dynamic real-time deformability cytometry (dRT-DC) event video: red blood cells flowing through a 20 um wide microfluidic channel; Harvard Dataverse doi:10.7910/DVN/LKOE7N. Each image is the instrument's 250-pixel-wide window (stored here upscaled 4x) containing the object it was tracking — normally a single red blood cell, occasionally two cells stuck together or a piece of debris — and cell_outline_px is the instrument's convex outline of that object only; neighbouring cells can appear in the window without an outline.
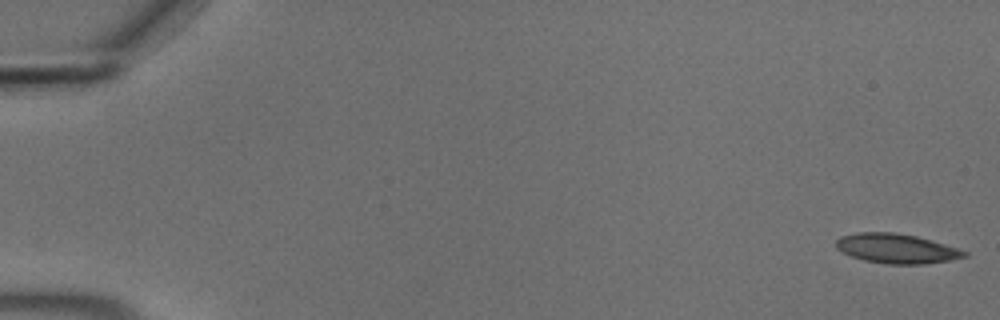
{"species": "common noctule bat (a hibernating species)", "species_latin": "Nyctalus noctula", "temperature_condition": "cold", "stored_images_in_passage": 55, "camera_frame_rate_fps": 3000, "um_per_image_px": 0.085, "animal": {"sex": "male", "body_mass_g": 18.8}, "frame": {"image": 1, "passage_image": 1, "time_ms": 0.0, "image_size_px": [1000, 320], "cell_outline_px": [[968, 256], [948, 260], [924, 264], [888, 264], [864, 260], [852, 256], [836, 248], [836, 240], [840, 236], [856, 232], [896, 232], [916, 236], [932, 240], [968, 252]], "centroid_in_image_um": [76.19, 21.11], "position_along_channel_um": 8.8, "area_um2": 22.02}}
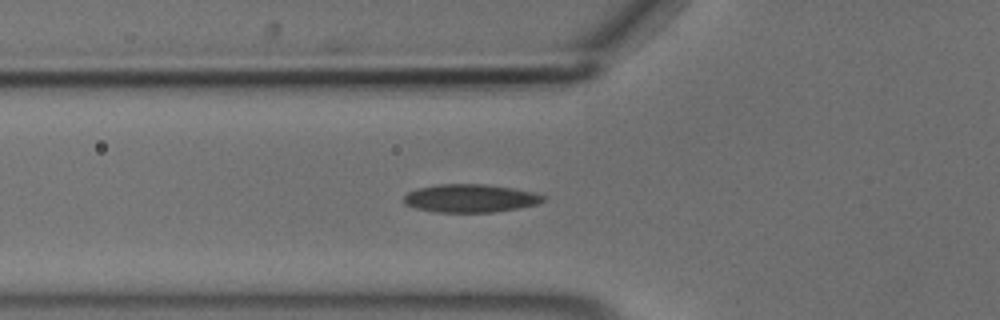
{"frame": {"image": 2, "passage_image": 20, "time_ms": 6.333, "image_size_px": [1000, 320], "cell_outline_px": [[548, 200], [536, 204], [496, 212], [436, 212], [416, 208], [404, 204], [404, 196], [408, 192], [416, 188], [436, 184], [484, 184], [512, 188], [532, 192], [544, 196]], "centroid_in_image_um": [39.95, 16.85], "position_along_channel_um": 85.9, "area_um2": 22.83}}
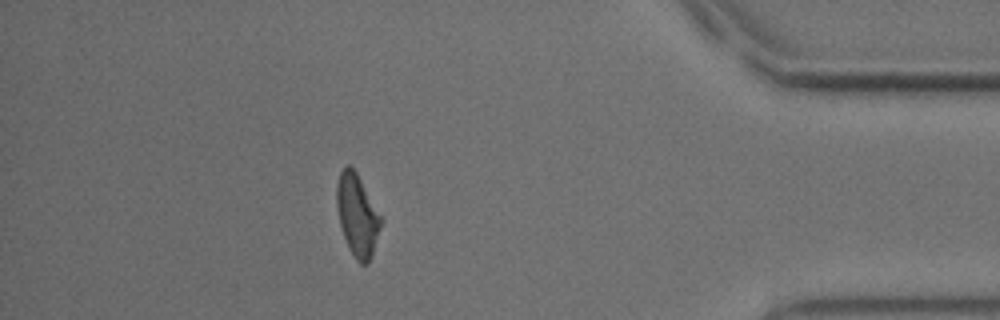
{"frame": {"image": 3, "passage_image": 49, "time_ms": 16.0, "image_size_px": [1000, 320], "cell_outline_px": [[384, 220], [368, 264], [360, 264], [356, 260], [348, 248], [340, 224], [336, 204], [336, 184], [340, 172], [348, 164], [356, 172]], "centroid_in_image_um": [30.37, 18.31], "position_along_channel_um": 404.8, "area_um2": 21.1}, "authors_computed_cell_mechanics": {"area_um2": 22.0796, "velocity_mm_per_s": 3.6777, "shape_relaxation_time_tau1_ms": null, "shape_relaxation_time_tau2_ms": 6.3112, "deformation_change_tau1": null, "deformation_change_tau2": 0.13}}